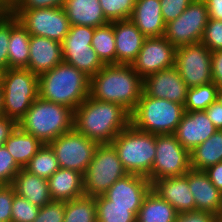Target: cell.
<instances>
[{
    "label": "cell",
    "mask_w": 222,
    "mask_h": 222,
    "mask_svg": "<svg viewBox=\"0 0 222 222\" xmlns=\"http://www.w3.org/2000/svg\"><path fill=\"white\" fill-rule=\"evenodd\" d=\"M55 153L60 168L86 172L98 144L75 129L60 135L49 143Z\"/></svg>",
    "instance_id": "cell-13"
},
{
    "label": "cell",
    "mask_w": 222,
    "mask_h": 222,
    "mask_svg": "<svg viewBox=\"0 0 222 222\" xmlns=\"http://www.w3.org/2000/svg\"><path fill=\"white\" fill-rule=\"evenodd\" d=\"M22 168L3 145L0 147V182L4 185L12 184L15 175Z\"/></svg>",
    "instance_id": "cell-39"
},
{
    "label": "cell",
    "mask_w": 222,
    "mask_h": 222,
    "mask_svg": "<svg viewBox=\"0 0 222 222\" xmlns=\"http://www.w3.org/2000/svg\"><path fill=\"white\" fill-rule=\"evenodd\" d=\"M52 201H70L85 195L83 174L59 168L48 180Z\"/></svg>",
    "instance_id": "cell-24"
},
{
    "label": "cell",
    "mask_w": 222,
    "mask_h": 222,
    "mask_svg": "<svg viewBox=\"0 0 222 222\" xmlns=\"http://www.w3.org/2000/svg\"><path fill=\"white\" fill-rule=\"evenodd\" d=\"M90 77L65 62L38 76L39 97L75 110L89 96Z\"/></svg>",
    "instance_id": "cell-3"
},
{
    "label": "cell",
    "mask_w": 222,
    "mask_h": 222,
    "mask_svg": "<svg viewBox=\"0 0 222 222\" xmlns=\"http://www.w3.org/2000/svg\"><path fill=\"white\" fill-rule=\"evenodd\" d=\"M94 27L73 25L62 42L63 62L92 77L104 64L91 46Z\"/></svg>",
    "instance_id": "cell-9"
},
{
    "label": "cell",
    "mask_w": 222,
    "mask_h": 222,
    "mask_svg": "<svg viewBox=\"0 0 222 222\" xmlns=\"http://www.w3.org/2000/svg\"><path fill=\"white\" fill-rule=\"evenodd\" d=\"M17 126L15 120L4 115L0 116V139H8Z\"/></svg>",
    "instance_id": "cell-49"
},
{
    "label": "cell",
    "mask_w": 222,
    "mask_h": 222,
    "mask_svg": "<svg viewBox=\"0 0 222 222\" xmlns=\"http://www.w3.org/2000/svg\"><path fill=\"white\" fill-rule=\"evenodd\" d=\"M193 0H160L161 12L165 24L175 20Z\"/></svg>",
    "instance_id": "cell-42"
},
{
    "label": "cell",
    "mask_w": 222,
    "mask_h": 222,
    "mask_svg": "<svg viewBox=\"0 0 222 222\" xmlns=\"http://www.w3.org/2000/svg\"><path fill=\"white\" fill-rule=\"evenodd\" d=\"M63 62L62 43L43 36H30L28 69L40 75Z\"/></svg>",
    "instance_id": "cell-19"
},
{
    "label": "cell",
    "mask_w": 222,
    "mask_h": 222,
    "mask_svg": "<svg viewBox=\"0 0 222 222\" xmlns=\"http://www.w3.org/2000/svg\"><path fill=\"white\" fill-rule=\"evenodd\" d=\"M187 91L188 86L175 66L155 72L143 80V92L149 97L167 99L184 105Z\"/></svg>",
    "instance_id": "cell-16"
},
{
    "label": "cell",
    "mask_w": 222,
    "mask_h": 222,
    "mask_svg": "<svg viewBox=\"0 0 222 222\" xmlns=\"http://www.w3.org/2000/svg\"><path fill=\"white\" fill-rule=\"evenodd\" d=\"M128 174L147 177L151 181L156 156V134L144 132L129 124L111 142Z\"/></svg>",
    "instance_id": "cell-5"
},
{
    "label": "cell",
    "mask_w": 222,
    "mask_h": 222,
    "mask_svg": "<svg viewBox=\"0 0 222 222\" xmlns=\"http://www.w3.org/2000/svg\"><path fill=\"white\" fill-rule=\"evenodd\" d=\"M209 16L204 0H193L175 20L165 26L164 37L176 48L201 42Z\"/></svg>",
    "instance_id": "cell-12"
},
{
    "label": "cell",
    "mask_w": 222,
    "mask_h": 222,
    "mask_svg": "<svg viewBox=\"0 0 222 222\" xmlns=\"http://www.w3.org/2000/svg\"><path fill=\"white\" fill-rule=\"evenodd\" d=\"M11 185L15 194L40 208L52 201L47 179L31 174L24 168L15 175Z\"/></svg>",
    "instance_id": "cell-25"
},
{
    "label": "cell",
    "mask_w": 222,
    "mask_h": 222,
    "mask_svg": "<svg viewBox=\"0 0 222 222\" xmlns=\"http://www.w3.org/2000/svg\"><path fill=\"white\" fill-rule=\"evenodd\" d=\"M6 141L7 139H0V147L3 146Z\"/></svg>",
    "instance_id": "cell-54"
},
{
    "label": "cell",
    "mask_w": 222,
    "mask_h": 222,
    "mask_svg": "<svg viewBox=\"0 0 222 222\" xmlns=\"http://www.w3.org/2000/svg\"><path fill=\"white\" fill-rule=\"evenodd\" d=\"M219 222H222V214H221V216L219 217Z\"/></svg>",
    "instance_id": "cell-57"
},
{
    "label": "cell",
    "mask_w": 222,
    "mask_h": 222,
    "mask_svg": "<svg viewBox=\"0 0 222 222\" xmlns=\"http://www.w3.org/2000/svg\"><path fill=\"white\" fill-rule=\"evenodd\" d=\"M108 22L130 19L136 0H99Z\"/></svg>",
    "instance_id": "cell-36"
},
{
    "label": "cell",
    "mask_w": 222,
    "mask_h": 222,
    "mask_svg": "<svg viewBox=\"0 0 222 222\" xmlns=\"http://www.w3.org/2000/svg\"><path fill=\"white\" fill-rule=\"evenodd\" d=\"M188 185L195 200V210L222 214V193L212 184L205 171L190 169Z\"/></svg>",
    "instance_id": "cell-21"
},
{
    "label": "cell",
    "mask_w": 222,
    "mask_h": 222,
    "mask_svg": "<svg viewBox=\"0 0 222 222\" xmlns=\"http://www.w3.org/2000/svg\"><path fill=\"white\" fill-rule=\"evenodd\" d=\"M21 25L33 36H43L62 43L70 29L63 7L33 10H10Z\"/></svg>",
    "instance_id": "cell-11"
},
{
    "label": "cell",
    "mask_w": 222,
    "mask_h": 222,
    "mask_svg": "<svg viewBox=\"0 0 222 222\" xmlns=\"http://www.w3.org/2000/svg\"><path fill=\"white\" fill-rule=\"evenodd\" d=\"M212 81L222 87V50L211 52Z\"/></svg>",
    "instance_id": "cell-46"
},
{
    "label": "cell",
    "mask_w": 222,
    "mask_h": 222,
    "mask_svg": "<svg viewBox=\"0 0 222 222\" xmlns=\"http://www.w3.org/2000/svg\"><path fill=\"white\" fill-rule=\"evenodd\" d=\"M63 8L71 26L96 28L108 23L99 0H66Z\"/></svg>",
    "instance_id": "cell-26"
},
{
    "label": "cell",
    "mask_w": 222,
    "mask_h": 222,
    "mask_svg": "<svg viewBox=\"0 0 222 222\" xmlns=\"http://www.w3.org/2000/svg\"><path fill=\"white\" fill-rule=\"evenodd\" d=\"M3 115V105H2V84L0 81V116Z\"/></svg>",
    "instance_id": "cell-52"
},
{
    "label": "cell",
    "mask_w": 222,
    "mask_h": 222,
    "mask_svg": "<svg viewBox=\"0 0 222 222\" xmlns=\"http://www.w3.org/2000/svg\"><path fill=\"white\" fill-rule=\"evenodd\" d=\"M201 42L211 52L222 50V20L208 19Z\"/></svg>",
    "instance_id": "cell-38"
},
{
    "label": "cell",
    "mask_w": 222,
    "mask_h": 222,
    "mask_svg": "<svg viewBox=\"0 0 222 222\" xmlns=\"http://www.w3.org/2000/svg\"><path fill=\"white\" fill-rule=\"evenodd\" d=\"M3 115L17 123L39 97L38 75L28 68L1 71Z\"/></svg>",
    "instance_id": "cell-7"
},
{
    "label": "cell",
    "mask_w": 222,
    "mask_h": 222,
    "mask_svg": "<svg viewBox=\"0 0 222 222\" xmlns=\"http://www.w3.org/2000/svg\"><path fill=\"white\" fill-rule=\"evenodd\" d=\"M190 169V152L179 143L174 134H157L151 184L161 178L184 176Z\"/></svg>",
    "instance_id": "cell-10"
},
{
    "label": "cell",
    "mask_w": 222,
    "mask_h": 222,
    "mask_svg": "<svg viewBox=\"0 0 222 222\" xmlns=\"http://www.w3.org/2000/svg\"><path fill=\"white\" fill-rule=\"evenodd\" d=\"M205 172L212 184L222 193V162L209 167Z\"/></svg>",
    "instance_id": "cell-48"
},
{
    "label": "cell",
    "mask_w": 222,
    "mask_h": 222,
    "mask_svg": "<svg viewBox=\"0 0 222 222\" xmlns=\"http://www.w3.org/2000/svg\"><path fill=\"white\" fill-rule=\"evenodd\" d=\"M143 78L131 64H110L90 77L89 96L122 105L130 113L143 93Z\"/></svg>",
    "instance_id": "cell-2"
},
{
    "label": "cell",
    "mask_w": 222,
    "mask_h": 222,
    "mask_svg": "<svg viewBox=\"0 0 222 222\" xmlns=\"http://www.w3.org/2000/svg\"><path fill=\"white\" fill-rule=\"evenodd\" d=\"M19 0H0L1 4L10 11Z\"/></svg>",
    "instance_id": "cell-51"
},
{
    "label": "cell",
    "mask_w": 222,
    "mask_h": 222,
    "mask_svg": "<svg viewBox=\"0 0 222 222\" xmlns=\"http://www.w3.org/2000/svg\"><path fill=\"white\" fill-rule=\"evenodd\" d=\"M43 144L33 135L23 131L19 126L12 132L4 146L16 163L24 168Z\"/></svg>",
    "instance_id": "cell-29"
},
{
    "label": "cell",
    "mask_w": 222,
    "mask_h": 222,
    "mask_svg": "<svg viewBox=\"0 0 222 222\" xmlns=\"http://www.w3.org/2000/svg\"><path fill=\"white\" fill-rule=\"evenodd\" d=\"M40 207L33 205L27 199L14 194L11 212V222H34Z\"/></svg>",
    "instance_id": "cell-37"
},
{
    "label": "cell",
    "mask_w": 222,
    "mask_h": 222,
    "mask_svg": "<svg viewBox=\"0 0 222 222\" xmlns=\"http://www.w3.org/2000/svg\"><path fill=\"white\" fill-rule=\"evenodd\" d=\"M10 39V11L0 17V70L8 69V44Z\"/></svg>",
    "instance_id": "cell-40"
},
{
    "label": "cell",
    "mask_w": 222,
    "mask_h": 222,
    "mask_svg": "<svg viewBox=\"0 0 222 222\" xmlns=\"http://www.w3.org/2000/svg\"><path fill=\"white\" fill-rule=\"evenodd\" d=\"M97 222H136L140 207H121L110 205L104 195L95 197Z\"/></svg>",
    "instance_id": "cell-32"
},
{
    "label": "cell",
    "mask_w": 222,
    "mask_h": 222,
    "mask_svg": "<svg viewBox=\"0 0 222 222\" xmlns=\"http://www.w3.org/2000/svg\"><path fill=\"white\" fill-rule=\"evenodd\" d=\"M7 12H8V10H0V17Z\"/></svg>",
    "instance_id": "cell-55"
},
{
    "label": "cell",
    "mask_w": 222,
    "mask_h": 222,
    "mask_svg": "<svg viewBox=\"0 0 222 222\" xmlns=\"http://www.w3.org/2000/svg\"><path fill=\"white\" fill-rule=\"evenodd\" d=\"M0 10H7L0 2Z\"/></svg>",
    "instance_id": "cell-56"
},
{
    "label": "cell",
    "mask_w": 222,
    "mask_h": 222,
    "mask_svg": "<svg viewBox=\"0 0 222 222\" xmlns=\"http://www.w3.org/2000/svg\"><path fill=\"white\" fill-rule=\"evenodd\" d=\"M130 124V112L122 105L88 96L74 110V129L98 145L111 144Z\"/></svg>",
    "instance_id": "cell-1"
},
{
    "label": "cell",
    "mask_w": 222,
    "mask_h": 222,
    "mask_svg": "<svg viewBox=\"0 0 222 222\" xmlns=\"http://www.w3.org/2000/svg\"><path fill=\"white\" fill-rule=\"evenodd\" d=\"M178 212L152 189L144 197L136 222H174Z\"/></svg>",
    "instance_id": "cell-28"
},
{
    "label": "cell",
    "mask_w": 222,
    "mask_h": 222,
    "mask_svg": "<svg viewBox=\"0 0 222 222\" xmlns=\"http://www.w3.org/2000/svg\"><path fill=\"white\" fill-rule=\"evenodd\" d=\"M217 101L222 105V87L218 88V91H217Z\"/></svg>",
    "instance_id": "cell-53"
},
{
    "label": "cell",
    "mask_w": 222,
    "mask_h": 222,
    "mask_svg": "<svg viewBox=\"0 0 222 222\" xmlns=\"http://www.w3.org/2000/svg\"><path fill=\"white\" fill-rule=\"evenodd\" d=\"M130 20L146 38L164 36L160 0H136Z\"/></svg>",
    "instance_id": "cell-23"
},
{
    "label": "cell",
    "mask_w": 222,
    "mask_h": 222,
    "mask_svg": "<svg viewBox=\"0 0 222 222\" xmlns=\"http://www.w3.org/2000/svg\"><path fill=\"white\" fill-rule=\"evenodd\" d=\"M65 212L64 201H51L40 208L34 222H63Z\"/></svg>",
    "instance_id": "cell-41"
},
{
    "label": "cell",
    "mask_w": 222,
    "mask_h": 222,
    "mask_svg": "<svg viewBox=\"0 0 222 222\" xmlns=\"http://www.w3.org/2000/svg\"><path fill=\"white\" fill-rule=\"evenodd\" d=\"M205 112L217 130H222V105L216 100Z\"/></svg>",
    "instance_id": "cell-47"
},
{
    "label": "cell",
    "mask_w": 222,
    "mask_h": 222,
    "mask_svg": "<svg viewBox=\"0 0 222 222\" xmlns=\"http://www.w3.org/2000/svg\"><path fill=\"white\" fill-rule=\"evenodd\" d=\"M184 105L142 93L130 113V124L151 134H174L184 114Z\"/></svg>",
    "instance_id": "cell-6"
},
{
    "label": "cell",
    "mask_w": 222,
    "mask_h": 222,
    "mask_svg": "<svg viewBox=\"0 0 222 222\" xmlns=\"http://www.w3.org/2000/svg\"><path fill=\"white\" fill-rule=\"evenodd\" d=\"M191 169L205 171L222 162V130H216L205 142L190 152Z\"/></svg>",
    "instance_id": "cell-30"
},
{
    "label": "cell",
    "mask_w": 222,
    "mask_h": 222,
    "mask_svg": "<svg viewBox=\"0 0 222 222\" xmlns=\"http://www.w3.org/2000/svg\"><path fill=\"white\" fill-rule=\"evenodd\" d=\"M175 67L188 88L213 82L211 51L202 42L178 47Z\"/></svg>",
    "instance_id": "cell-14"
},
{
    "label": "cell",
    "mask_w": 222,
    "mask_h": 222,
    "mask_svg": "<svg viewBox=\"0 0 222 222\" xmlns=\"http://www.w3.org/2000/svg\"><path fill=\"white\" fill-rule=\"evenodd\" d=\"M128 173L111 144L98 145L83 175L85 196L103 195L109 187Z\"/></svg>",
    "instance_id": "cell-8"
},
{
    "label": "cell",
    "mask_w": 222,
    "mask_h": 222,
    "mask_svg": "<svg viewBox=\"0 0 222 222\" xmlns=\"http://www.w3.org/2000/svg\"><path fill=\"white\" fill-rule=\"evenodd\" d=\"M14 194L15 190L11 184L0 188V222H11Z\"/></svg>",
    "instance_id": "cell-43"
},
{
    "label": "cell",
    "mask_w": 222,
    "mask_h": 222,
    "mask_svg": "<svg viewBox=\"0 0 222 222\" xmlns=\"http://www.w3.org/2000/svg\"><path fill=\"white\" fill-rule=\"evenodd\" d=\"M218 88L219 87L214 82L188 88L184 110L199 111L207 109L217 100Z\"/></svg>",
    "instance_id": "cell-35"
},
{
    "label": "cell",
    "mask_w": 222,
    "mask_h": 222,
    "mask_svg": "<svg viewBox=\"0 0 222 222\" xmlns=\"http://www.w3.org/2000/svg\"><path fill=\"white\" fill-rule=\"evenodd\" d=\"M151 189L178 213L195 210V200L188 185V172L184 176L155 180Z\"/></svg>",
    "instance_id": "cell-20"
},
{
    "label": "cell",
    "mask_w": 222,
    "mask_h": 222,
    "mask_svg": "<svg viewBox=\"0 0 222 222\" xmlns=\"http://www.w3.org/2000/svg\"><path fill=\"white\" fill-rule=\"evenodd\" d=\"M211 19L222 20V0H204Z\"/></svg>",
    "instance_id": "cell-50"
},
{
    "label": "cell",
    "mask_w": 222,
    "mask_h": 222,
    "mask_svg": "<svg viewBox=\"0 0 222 222\" xmlns=\"http://www.w3.org/2000/svg\"><path fill=\"white\" fill-rule=\"evenodd\" d=\"M116 64H131L140 52L145 36L130 20L113 22Z\"/></svg>",
    "instance_id": "cell-22"
},
{
    "label": "cell",
    "mask_w": 222,
    "mask_h": 222,
    "mask_svg": "<svg viewBox=\"0 0 222 222\" xmlns=\"http://www.w3.org/2000/svg\"><path fill=\"white\" fill-rule=\"evenodd\" d=\"M150 190L151 182L147 177L127 174L115 181L103 195L113 206L141 207Z\"/></svg>",
    "instance_id": "cell-18"
},
{
    "label": "cell",
    "mask_w": 222,
    "mask_h": 222,
    "mask_svg": "<svg viewBox=\"0 0 222 222\" xmlns=\"http://www.w3.org/2000/svg\"><path fill=\"white\" fill-rule=\"evenodd\" d=\"M18 126L42 144H49L74 129V110L38 97L18 122Z\"/></svg>",
    "instance_id": "cell-4"
},
{
    "label": "cell",
    "mask_w": 222,
    "mask_h": 222,
    "mask_svg": "<svg viewBox=\"0 0 222 222\" xmlns=\"http://www.w3.org/2000/svg\"><path fill=\"white\" fill-rule=\"evenodd\" d=\"M63 222H97L95 197L84 195L66 201Z\"/></svg>",
    "instance_id": "cell-33"
},
{
    "label": "cell",
    "mask_w": 222,
    "mask_h": 222,
    "mask_svg": "<svg viewBox=\"0 0 222 222\" xmlns=\"http://www.w3.org/2000/svg\"><path fill=\"white\" fill-rule=\"evenodd\" d=\"M59 168L58 160L49 144H43L24 167L29 173L47 180Z\"/></svg>",
    "instance_id": "cell-34"
},
{
    "label": "cell",
    "mask_w": 222,
    "mask_h": 222,
    "mask_svg": "<svg viewBox=\"0 0 222 222\" xmlns=\"http://www.w3.org/2000/svg\"><path fill=\"white\" fill-rule=\"evenodd\" d=\"M66 0H19L11 10L64 7Z\"/></svg>",
    "instance_id": "cell-44"
},
{
    "label": "cell",
    "mask_w": 222,
    "mask_h": 222,
    "mask_svg": "<svg viewBox=\"0 0 222 222\" xmlns=\"http://www.w3.org/2000/svg\"><path fill=\"white\" fill-rule=\"evenodd\" d=\"M30 34L10 12L8 68H28Z\"/></svg>",
    "instance_id": "cell-27"
},
{
    "label": "cell",
    "mask_w": 222,
    "mask_h": 222,
    "mask_svg": "<svg viewBox=\"0 0 222 222\" xmlns=\"http://www.w3.org/2000/svg\"><path fill=\"white\" fill-rule=\"evenodd\" d=\"M176 49L164 36L145 38L131 65L145 79L155 72L175 66Z\"/></svg>",
    "instance_id": "cell-15"
},
{
    "label": "cell",
    "mask_w": 222,
    "mask_h": 222,
    "mask_svg": "<svg viewBox=\"0 0 222 222\" xmlns=\"http://www.w3.org/2000/svg\"><path fill=\"white\" fill-rule=\"evenodd\" d=\"M174 222H219V217L208 211L194 210L178 213Z\"/></svg>",
    "instance_id": "cell-45"
},
{
    "label": "cell",
    "mask_w": 222,
    "mask_h": 222,
    "mask_svg": "<svg viewBox=\"0 0 222 222\" xmlns=\"http://www.w3.org/2000/svg\"><path fill=\"white\" fill-rule=\"evenodd\" d=\"M216 130L205 110L185 111L174 136L186 150L191 152Z\"/></svg>",
    "instance_id": "cell-17"
},
{
    "label": "cell",
    "mask_w": 222,
    "mask_h": 222,
    "mask_svg": "<svg viewBox=\"0 0 222 222\" xmlns=\"http://www.w3.org/2000/svg\"><path fill=\"white\" fill-rule=\"evenodd\" d=\"M91 46L104 65L116 64L113 22L95 28Z\"/></svg>",
    "instance_id": "cell-31"
}]
</instances>
